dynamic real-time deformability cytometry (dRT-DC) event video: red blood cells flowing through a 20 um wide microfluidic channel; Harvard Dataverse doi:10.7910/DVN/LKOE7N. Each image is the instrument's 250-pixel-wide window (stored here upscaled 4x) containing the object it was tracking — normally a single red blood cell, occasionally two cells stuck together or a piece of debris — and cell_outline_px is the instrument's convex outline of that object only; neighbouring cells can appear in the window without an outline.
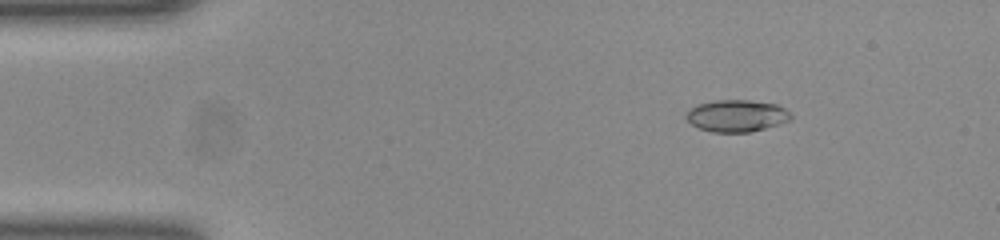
{"species": "common noctule bat (a hibernating species)", "species_latin": "Nyctalus noctula", "temperature_condition": "room temperature", "stored_images_in_passage": 51, "camera_frame_rate_fps": 3000, "um_per_image_px": 0.085, "animal": {"sex": "female", "body_mass_g": 23.0, "forearm_length_mm": 53.4}, "frame": {"image": 1, "passage_image": 7, "time_ms": 2.0, "image_size_px": [1000, 240], "cell_outline_px": [[792, 116], [788, 120], [764, 128], [748, 132], [712, 132], [700, 128], [692, 124], [684, 116], [688, 108], [700, 104], [716, 100], [748, 100], [776, 104], [784, 108]], "centroid_in_image_um": [62.56, 9.83], "position_along_channel_um": 22.4, "area_um2": 19.19}}
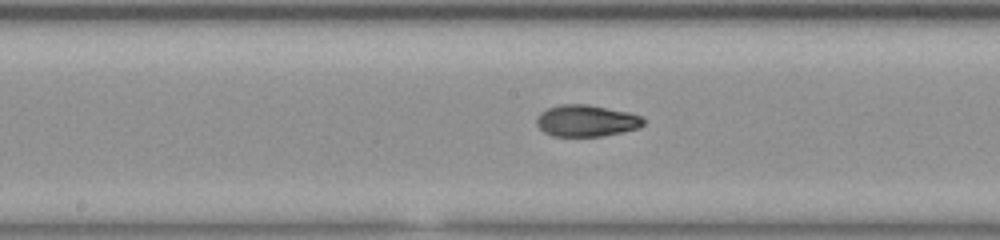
{"frame": {"image": 2, "passage_image": 26, "time_ms": 8.333, "image_size_px": [1000, 240], "cell_outline_px": [[644, 124], [640, 128], [600, 136], [552, 136], [544, 132], [536, 124], [536, 120], [540, 112], [548, 108], [560, 104], [588, 104], [628, 112], [640, 116], [644, 120]], "centroid_in_image_um": [49.82, 10.26], "position_along_channel_um": 198.4, "area_um2": 19.65}}
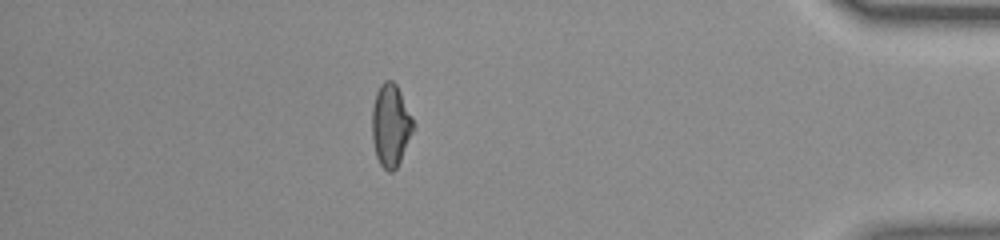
{"frame": {"image": 3, "passage_image": 45, "time_ms": 14.667, "image_size_px": [1000, 240], "cell_outline_px": [[416, 124], [400, 160], [396, 168], [392, 172], [388, 172], [380, 164], [376, 156], [372, 140], [372, 108], [376, 92], [380, 84], [384, 80], [392, 80], [396, 84]], "centroid_in_image_um": [33.2, 10.64], "position_along_channel_um": 402.0, "area_um2": 19.83}, "authors_computed_cell_mechanics": {"area_um2": 19.5364, "velocity_mm_per_s": 3.9452, "shape_relaxation_time_tau1_ms": 6.9678, "shape_relaxation_time_tau2_ms": 1.467, "deformation_change_tau1": 0.2171, "deformation_change_tau2": 0.0503}}